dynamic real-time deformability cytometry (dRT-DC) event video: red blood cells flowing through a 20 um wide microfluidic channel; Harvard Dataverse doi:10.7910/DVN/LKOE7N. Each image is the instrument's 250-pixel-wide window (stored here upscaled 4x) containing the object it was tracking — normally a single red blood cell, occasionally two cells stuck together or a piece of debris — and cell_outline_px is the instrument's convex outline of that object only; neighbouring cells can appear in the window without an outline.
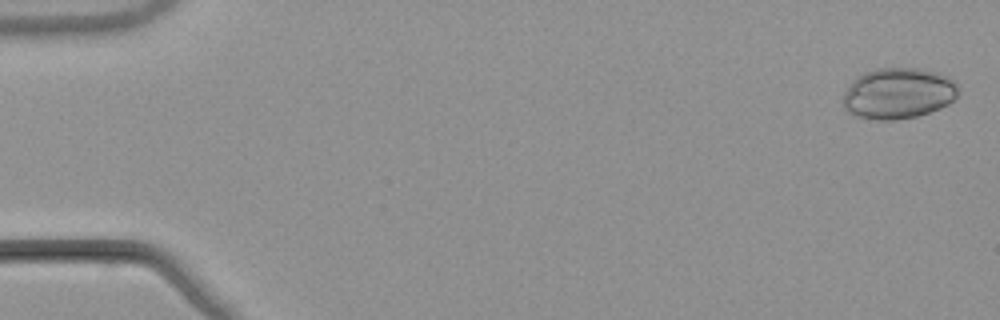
{"species": "common noctule bat (a hibernating species)", "species_latin": "Nyctalus noctula", "temperature_condition": "warm", "stored_images_in_passage": 53, "camera_frame_rate_fps": 3000, "um_per_image_px": 0.085, "animal": {"sex": "male", "body_mass_g": 21.5, "forearm_length_mm": 52.0}, "frame": {"image": 1, "passage_image": 2, "time_ms": 0.333, "image_size_px": [1000, 320], "cell_outline_px": [[956, 96], [948, 104], [940, 108], [916, 116], [892, 120], [880, 120], [856, 116], [848, 112], [844, 108], [844, 92], [864, 72], [876, 68], [920, 68], [936, 72], [948, 76], [956, 80]], "centroid_in_image_um": [76.37, 7.93], "position_along_channel_um": 8.6, "area_um2": 33.87}}
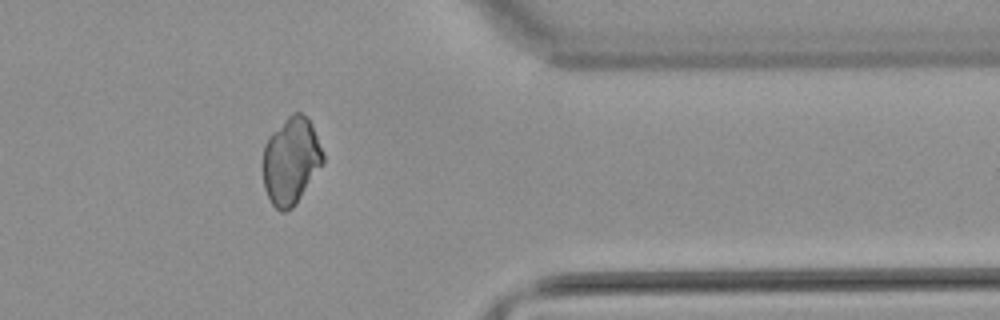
{"frame": {"image": 2, "passage_image": 44, "time_ms": 14.333, "image_size_px": [1000, 320], "cell_outline_px": [[324, 164], [296, 204], [292, 208], [284, 212], [280, 212], [272, 204], [264, 188], [264, 144], [268, 136], [292, 112], [300, 112], [308, 116], [312, 124], [324, 152]], "centroid_in_image_um": [24.77, 13.66], "position_along_channel_um": 386.6, "area_um2": 30.75}}
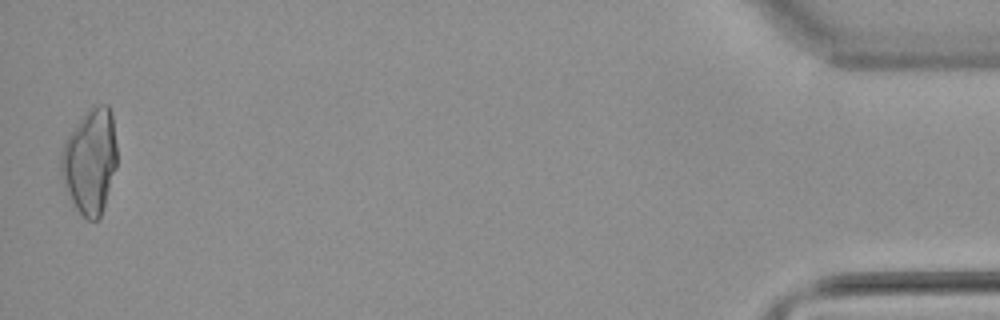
{"frame": {"image": 3, "passage_image": 53, "time_ms": 17.333, "image_size_px": [1000, 320], "cell_outline_px": [[116, 168], [100, 220], [88, 220], [76, 208], [64, 188], [60, 176], [60, 152], [68, 136], [92, 104], [108, 104], [112, 112], [116, 144]], "centroid_in_image_um": [7.65, 13.71], "position_along_channel_um": 427.5, "area_um2": 34.51}}